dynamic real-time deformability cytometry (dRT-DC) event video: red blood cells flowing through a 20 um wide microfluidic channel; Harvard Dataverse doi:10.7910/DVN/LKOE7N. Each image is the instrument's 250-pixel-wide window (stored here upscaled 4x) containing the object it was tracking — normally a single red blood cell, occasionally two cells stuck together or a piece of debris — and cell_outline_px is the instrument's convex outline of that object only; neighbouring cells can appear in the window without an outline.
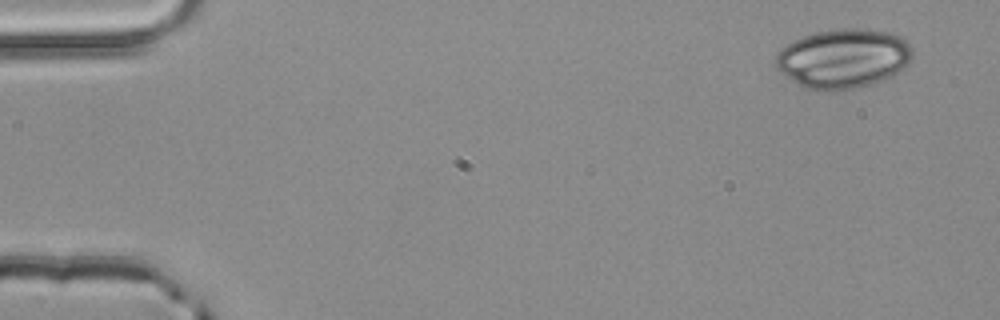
{"species": "common noctule bat (a hibernating species)", "species_latin": "Nyctalus noctula", "temperature_condition": "room temperature", "stored_images_in_passage": 3, "camera_frame_rate_fps": 3000, "um_per_image_px": 0.085, "animal": {"sex": "male", "body_mass_g": 20.4}, "frame": {"image": 1, "passage_image": 1, "time_ms": 0.0, "image_size_px": [1000, 320], "cell_outline_px": [[912, 60], [904, 68], [892, 76], [872, 84], [856, 88], [832, 92], [804, 88], [796, 84], [780, 72], [776, 68], [776, 56], [780, 48], [792, 40], [816, 32], [840, 28], [856, 28], [892, 32], [908, 40], [912, 48]], "centroid_in_image_um": [71.69, 4.98], "position_along_channel_um": 13.3, "area_um2": 48.03}}